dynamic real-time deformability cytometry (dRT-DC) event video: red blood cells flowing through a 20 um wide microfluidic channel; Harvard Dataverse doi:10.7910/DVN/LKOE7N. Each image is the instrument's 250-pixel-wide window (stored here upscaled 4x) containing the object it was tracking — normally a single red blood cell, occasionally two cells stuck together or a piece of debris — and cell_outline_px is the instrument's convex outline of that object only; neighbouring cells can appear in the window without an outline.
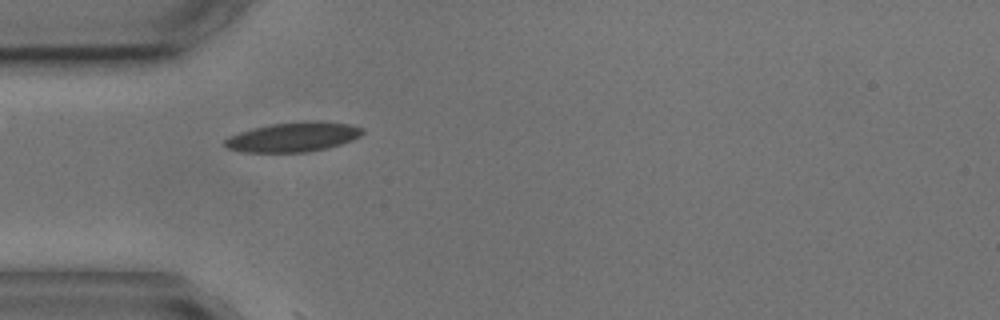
{"species": "common noctule bat (a hibernating species)", "species_latin": "Nyctalus noctula", "temperature_condition": "cold", "stored_images_in_passage": 10, "camera_frame_rate_fps": 3000, "um_per_image_px": 0.085, "animal": {"sex": "male", "body_mass_g": 17.9, "forearm_length_mm": 54.2}, "frame": {"image": 1, "passage_image": 4, "time_ms": 5.0, "image_size_px": [1000, 320], "cell_outline_px": [[364, 132], [360, 136], [352, 140], [328, 148], [308, 152], [240, 152], [228, 148], [224, 144], [224, 140], [228, 136], [252, 128], [272, 124], [304, 120], [316, 120], [348, 124], [364, 128]], "centroid_in_image_um": [24.93, 11.64], "position_along_channel_um": 60.1, "area_um2": 23.93}}
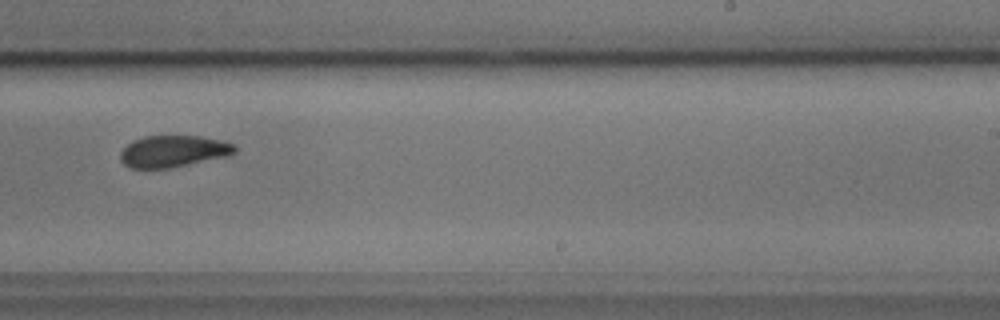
{"frame": {"image": 2, "passage_image": 9, "time_ms": 11.0, "image_size_px": [1000, 320], "cell_outline_px": [[236, 152], [228, 156], [168, 168], [128, 168], [120, 160], [120, 152], [132, 140], [144, 136], [200, 136], [220, 140], [232, 144], [236, 148]], "centroid_in_image_um": [14.7, 12.86], "position_along_channel_um": 274.3, "area_um2": 21.04}}